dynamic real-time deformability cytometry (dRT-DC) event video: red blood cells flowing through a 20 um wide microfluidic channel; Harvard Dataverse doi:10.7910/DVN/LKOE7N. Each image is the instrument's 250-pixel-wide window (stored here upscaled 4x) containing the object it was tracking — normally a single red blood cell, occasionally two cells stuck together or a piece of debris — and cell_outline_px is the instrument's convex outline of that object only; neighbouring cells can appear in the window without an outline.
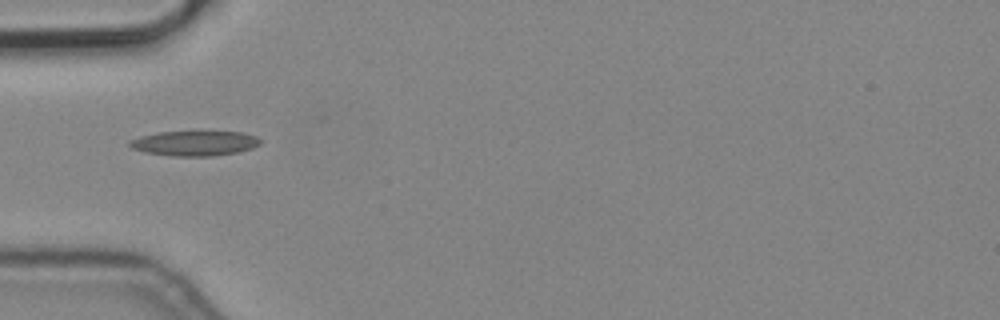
{"species": "common noctule bat (a hibernating species)", "species_latin": "Nyctalus noctula", "temperature_condition": "cold", "stored_images_in_passage": 8, "camera_frame_rate_fps": 3000, "um_per_image_px": 0.085, "animal": {"sex": "male", "body_mass_g": 19.2, "forearm_length_mm": 51.8}, "frame": {"image": 1, "passage_image": 3, "time_ms": 0.667, "image_size_px": [1000, 320], "cell_outline_px": [[260, 144], [252, 148], [240, 152], [212, 156], [172, 156], [144, 152], [132, 148], [128, 144], [128, 140], [140, 136], [160, 132], [244, 132], [256, 136], [260, 140]], "centroid_in_image_um": [16.54, 12.18], "position_along_channel_um": 68.5, "area_um2": 19.02}}
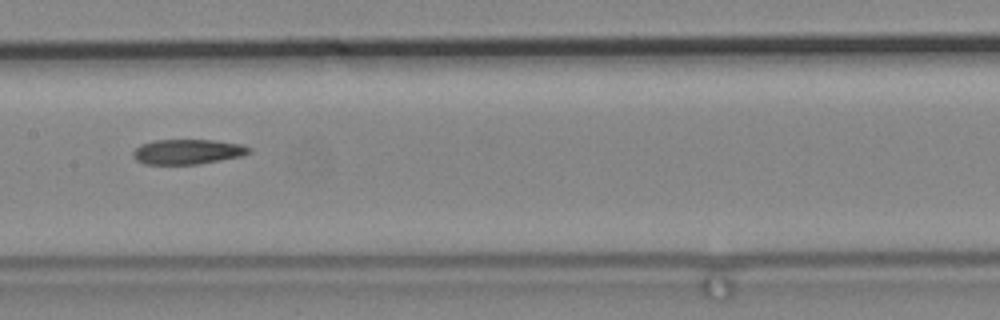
{"frame": {"image": 2, "passage_image": 6, "time_ms": 1.667, "image_size_px": [1000, 320], "cell_outline_px": [[252, 152], [240, 156], [196, 164], [144, 164], [136, 160], [132, 156], [132, 152], [140, 144], [156, 140], [212, 140], [240, 144], [252, 148]], "centroid_in_image_um": [15.91, 12.89], "position_along_channel_um": 191.5, "area_um2": 16.76}}
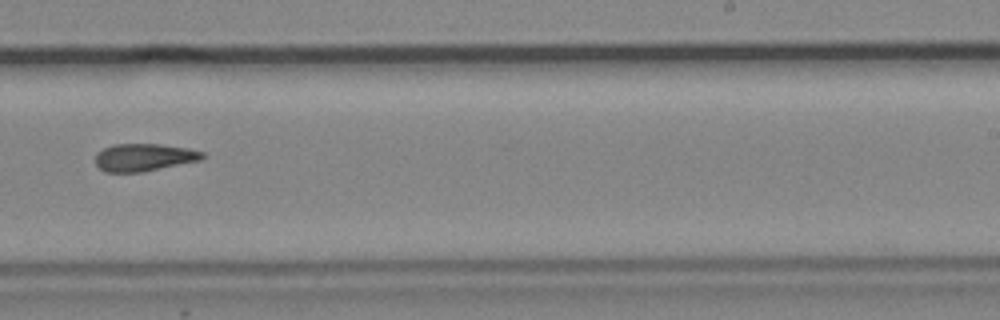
{"frame": {"image": 3, "passage_image": 8, "time_ms": 2.333, "image_size_px": [1000, 320], "cell_outline_px": [[208, 156], [200, 160], [140, 172], [104, 172], [96, 164], [96, 152], [112, 144], [160, 144], [188, 148], [204, 152]], "centroid_in_image_um": [12.24, 13.36], "position_along_channel_um": 276.8, "area_um2": 17.17}}